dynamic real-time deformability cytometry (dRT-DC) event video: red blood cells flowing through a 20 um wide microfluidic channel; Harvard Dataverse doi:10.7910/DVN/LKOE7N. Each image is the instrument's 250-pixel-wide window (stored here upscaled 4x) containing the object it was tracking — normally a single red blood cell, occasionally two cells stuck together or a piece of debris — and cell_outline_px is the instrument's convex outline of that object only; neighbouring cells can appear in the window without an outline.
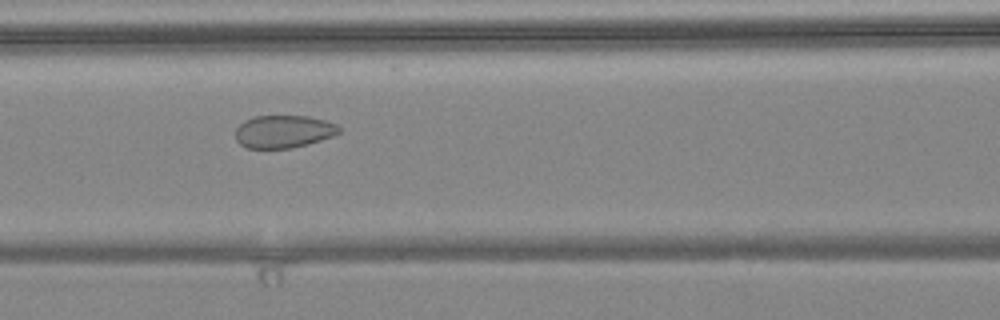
{"species": "common noctule bat (a hibernating species)", "species_latin": "Nyctalus noctula", "temperature_condition": "warm", "stored_images_in_passage": 9, "camera_frame_rate_fps": 3000, "um_per_image_px": 0.085, "animal": {"sex": "female", "body_mass_g": 24.6, "forearm_length_mm": 56.2}, "frame": {"image": 1, "passage_image": 6, "time_ms": 1.667, "image_size_px": [1000, 320], "cell_outline_px": [[340, 132], [332, 136], [308, 144], [292, 148], [248, 148], [240, 144], [236, 140], [236, 128], [244, 120], [256, 116], [308, 116], [324, 120], [336, 124], [340, 128]], "centroid_in_image_um": [24.09, 11.18], "position_along_channel_um": 142.5, "area_um2": 19.65}}
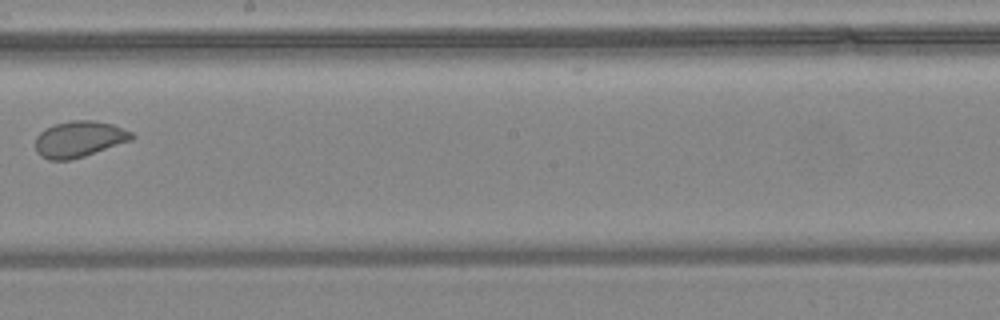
{"frame": {"image": 2, "passage_image": 8, "time_ms": 2.333, "image_size_px": [1000, 320], "cell_outline_px": [[136, 136], [132, 140], [72, 160], [48, 160], [40, 156], [36, 152], [36, 136], [44, 128], [56, 124], [72, 120], [96, 120], [112, 124], [132, 132]], "centroid_in_image_um": [6.72, 11.82], "position_along_channel_um": 241.5, "area_um2": 20.4}}
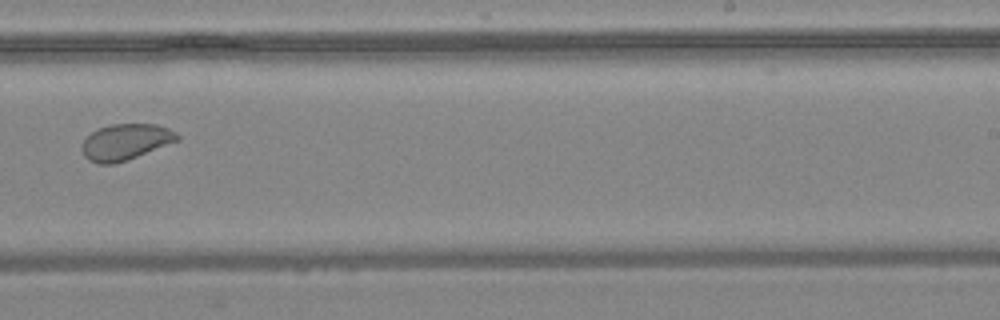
{"frame": {"image": 3, "passage_image": 9, "time_ms": 2.667, "image_size_px": [1000, 320], "cell_outline_px": [[180, 140], [128, 160], [112, 164], [100, 164], [88, 160], [84, 156], [84, 140], [92, 132], [100, 128], [112, 124], [156, 124], [168, 128], [176, 132], [180, 136]], "centroid_in_image_um": [10.73, 12.07], "position_along_channel_um": 278.3, "area_um2": 19.88}}